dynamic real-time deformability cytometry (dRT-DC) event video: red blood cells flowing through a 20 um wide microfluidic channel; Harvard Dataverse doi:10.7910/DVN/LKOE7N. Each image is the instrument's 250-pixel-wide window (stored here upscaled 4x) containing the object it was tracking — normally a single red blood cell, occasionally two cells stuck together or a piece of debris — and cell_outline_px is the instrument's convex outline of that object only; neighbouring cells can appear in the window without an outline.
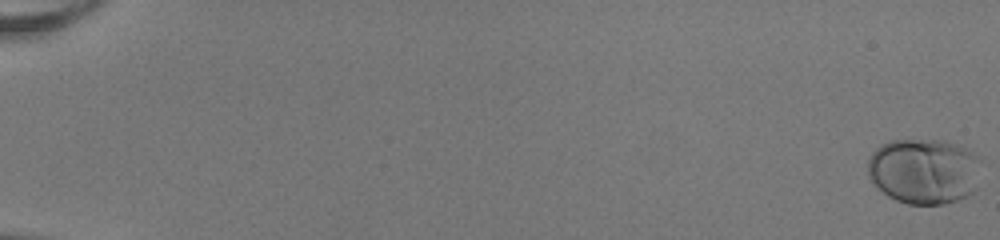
{"species": "human", "species_latin": "Homo sapiens", "temperature_condition": "room temperature", "stored_images_in_passage": 54, "camera_frame_rate_fps": 3000, "um_per_image_px": 0.085, "donor": {"sex": "female"}, "frame": {"image": 1, "passage_image": 1, "time_ms": 0.0, "image_size_px": [1000, 240], "cell_outline_px": [[984, 160], [976, 188], [968, 196], [960, 200], [944, 204], [908, 204], [896, 200], [888, 196], [872, 184], [868, 176], [868, 156], [880, 144], [892, 140], [944, 140], [960, 144]], "centroid_in_image_um": [78.58, 14.54], "position_along_channel_um": 6.4, "area_um2": 44.45}}
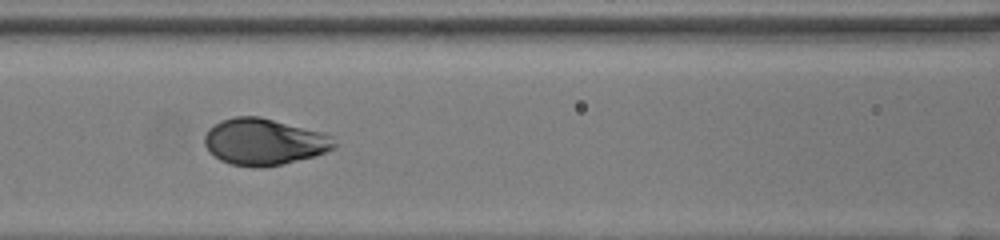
{"frame": {"image": 2, "passage_image": 27, "time_ms": 8.667, "image_size_px": [1000, 240], "cell_outline_px": [[336, 148], [312, 156], [264, 168], [252, 168], [232, 164], [220, 160], [208, 152], [204, 144], [204, 136], [208, 128], [212, 124], [220, 120], [236, 116], [260, 116], [324, 132], [332, 136], [336, 144]], "centroid_in_image_um": [22.4, 12.04], "position_along_channel_um": 144.2, "area_um2": 35.55}}
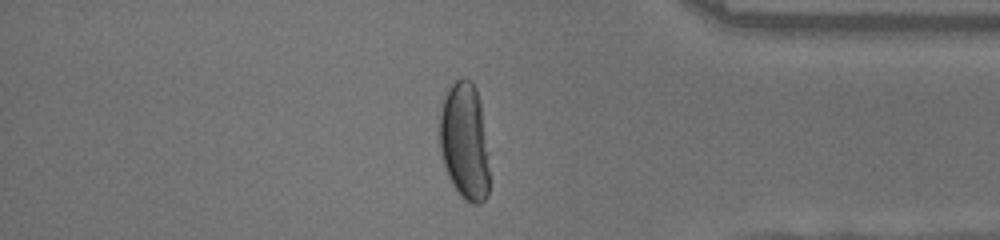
{"frame": {"image": 3, "passage_image": 47, "time_ms": 15.333, "image_size_px": [1000, 240], "cell_outline_px": [[488, 192], [484, 200], [480, 204], [472, 204], [464, 200], [460, 196], [452, 184], [448, 176], [440, 152], [440, 100], [452, 84], [456, 80], [464, 76], [472, 80], [476, 88], [480, 104], [488, 168]], "centroid_in_image_um": [39.45, 11.99], "position_along_channel_um": 395.8, "area_um2": 33.93}, "authors_computed_cell_mechanics": {"area_um2": 36.4718, "velocity_mm_per_s": 4.0099, "shape_relaxation_time_tau1_ms": 2.1853, "shape_relaxation_time_tau2_ms": null, "deformation_change_tau1": 0.153, "deformation_change_tau2": null}}